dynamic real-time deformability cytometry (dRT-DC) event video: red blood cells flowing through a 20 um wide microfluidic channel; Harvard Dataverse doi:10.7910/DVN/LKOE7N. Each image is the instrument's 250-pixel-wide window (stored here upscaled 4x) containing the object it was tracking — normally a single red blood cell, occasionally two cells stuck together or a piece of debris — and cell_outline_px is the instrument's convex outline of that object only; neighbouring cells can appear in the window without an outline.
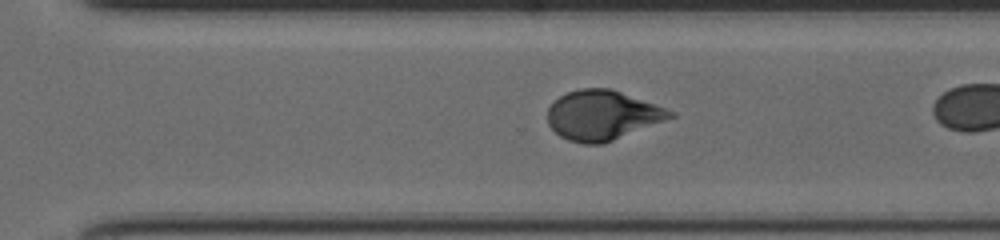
{"species": "human", "species_latin": "Homo sapiens", "temperature_condition": "cold", "stored_images_in_passage": 37, "camera_frame_rate_fps": 3000, "um_per_image_px": 0.085, "donor": {"sex": "female"}, "frame": {"image": 1, "passage_image": 32, "time_ms": 10.333, "image_size_px": [1000, 240], "cell_outline_px": [[676, 116], [604, 144], [584, 144], [568, 140], [560, 136], [548, 124], [548, 108], [560, 96], [568, 92], [580, 88], [612, 88], [676, 112]], "centroid_in_image_um": [51.21, 9.8], "position_along_channel_um": 319.4, "area_um2": 35.43}}